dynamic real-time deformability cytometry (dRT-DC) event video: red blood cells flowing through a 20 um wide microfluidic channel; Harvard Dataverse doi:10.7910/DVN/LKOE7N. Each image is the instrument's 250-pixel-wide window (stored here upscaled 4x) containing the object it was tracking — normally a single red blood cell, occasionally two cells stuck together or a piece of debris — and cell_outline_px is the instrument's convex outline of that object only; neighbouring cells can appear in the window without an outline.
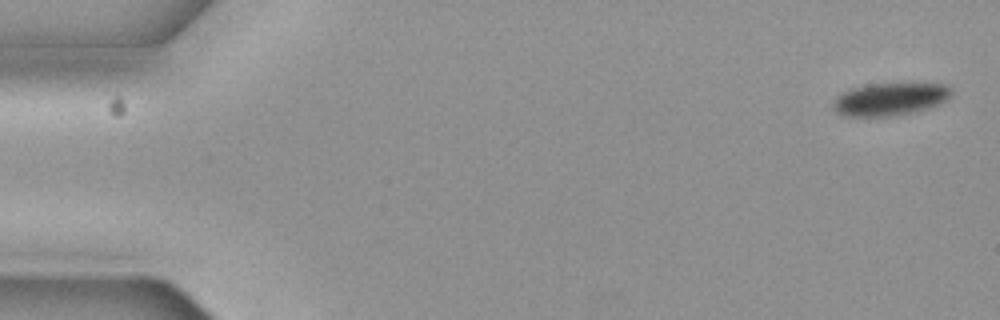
{"species": "common noctule bat (a hibernating species)", "species_latin": "Nyctalus noctula", "temperature_condition": "cold", "stored_images_in_passage": 10, "camera_frame_rate_fps": 3000, "um_per_image_px": 0.085, "animal": {"sex": "female", "body_mass_g": 19.3, "forearm_length_mm": 54.1}, "frame": {"image": 1, "passage_image": 1, "time_ms": 0.0, "image_size_px": [1000, 320], "cell_outline_px": [[952, 96], [940, 104], [928, 108], [912, 112], [892, 116], [844, 116], [836, 112], [832, 108], [832, 104], [836, 96], [840, 92], [852, 88], [868, 84], [944, 84], [952, 88]], "centroid_in_image_um": [75.63, 8.43], "position_along_channel_um": 9.4, "area_um2": 22.6}}
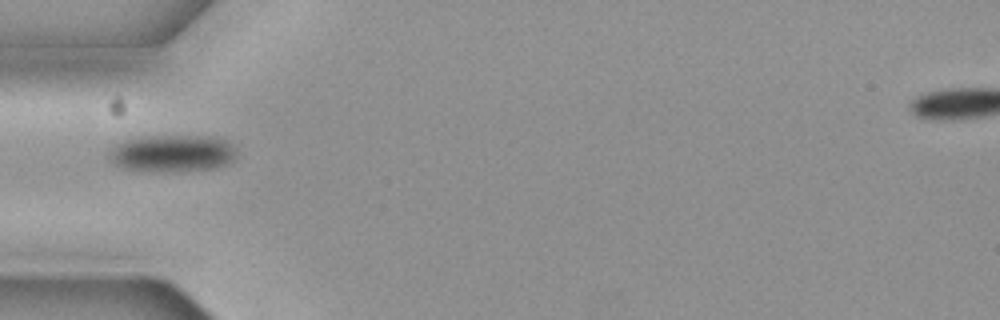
{"frame": {"image": 2, "passage_image": 5, "time_ms": 1.333, "image_size_px": [1000, 320], "cell_outline_px": [[236, 156], [228, 164], [216, 168], [124, 168], [116, 164], [108, 156], [108, 152], [112, 144], [124, 140], [140, 136], [212, 136], [228, 140], [236, 148]], "centroid_in_image_um": [14.68, 12.94], "position_along_channel_um": 70.3, "area_um2": 26.59}}
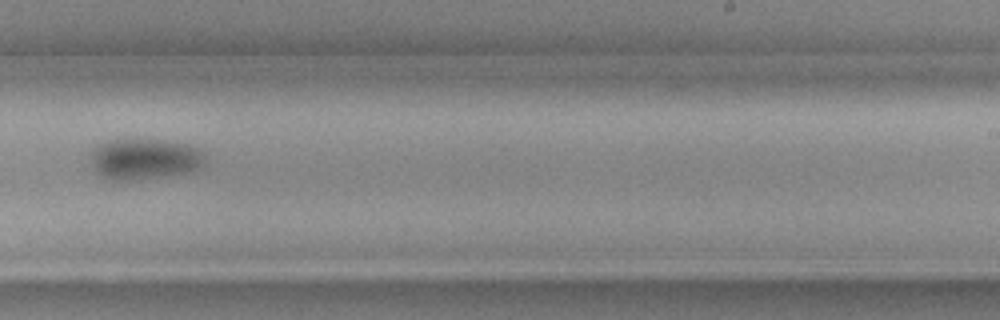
{"frame": {"image": 3, "passage_image": 10, "time_ms": 3.0, "image_size_px": [1000, 320], "cell_outline_px": [[208, 160], [200, 168], [192, 172], [124, 180], [104, 176], [96, 172], [92, 160], [92, 152], [100, 144], [108, 140], [160, 140], [192, 144], [200, 148], [204, 152]], "centroid_in_image_um": [12.42, 13.49], "position_along_channel_um": 276.6, "area_um2": 26.88}}